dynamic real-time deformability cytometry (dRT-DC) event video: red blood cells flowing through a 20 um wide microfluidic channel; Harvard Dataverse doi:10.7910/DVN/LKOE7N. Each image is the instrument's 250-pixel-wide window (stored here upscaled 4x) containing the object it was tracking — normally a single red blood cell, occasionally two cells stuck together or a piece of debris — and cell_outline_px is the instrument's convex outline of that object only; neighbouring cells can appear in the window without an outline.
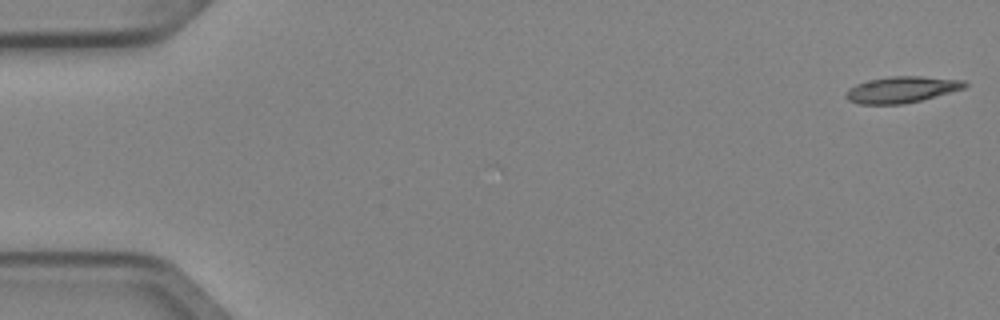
{"species": "Egyptian fruit bat (a non-hibernating species)", "species_latin": "Rousettus aegyptiacus", "temperature_condition": "cold", "stored_images_in_passage": 5, "camera_frame_rate_fps": 3000, "um_per_image_px": 0.085, "animal": {"sex": "female"}, "frame": {"image": 1, "passage_image": 1, "time_ms": 0.0, "image_size_px": [1000, 320], "cell_outline_px": [[968, 84], [964, 88], [920, 100], [904, 104], [860, 104], [848, 100], [844, 96], [848, 88], [856, 84], [868, 80], [892, 76], [920, 76], [964, 80]], "centroid_in_image_um": [76.6, 7.61], "position_along_channel_um": 8.4, "area_um2": 18.09}}
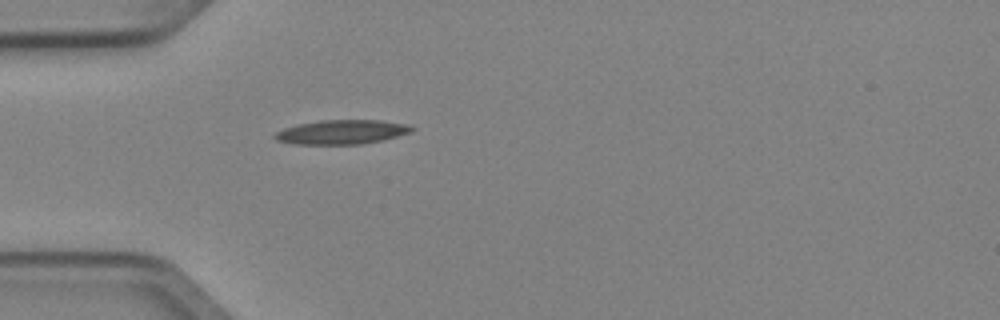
{"frame": {"image": 2, "passage_image": 5, "time_ms": 1.333, "image_size_px": [1000, 320], "cell_outline_px": [[416, 128], [412, 132], [380, 140], [360, 144], [292, 144], [276, 140], [272, 136], [276, 132], [284, 128], [300, 124], [320, 120], [380, 120], [408, 124]], "centroid_in_image_um": [29.05, 11.22], "position_along_channel_um": 56.0, "area_um2": 19.31}}